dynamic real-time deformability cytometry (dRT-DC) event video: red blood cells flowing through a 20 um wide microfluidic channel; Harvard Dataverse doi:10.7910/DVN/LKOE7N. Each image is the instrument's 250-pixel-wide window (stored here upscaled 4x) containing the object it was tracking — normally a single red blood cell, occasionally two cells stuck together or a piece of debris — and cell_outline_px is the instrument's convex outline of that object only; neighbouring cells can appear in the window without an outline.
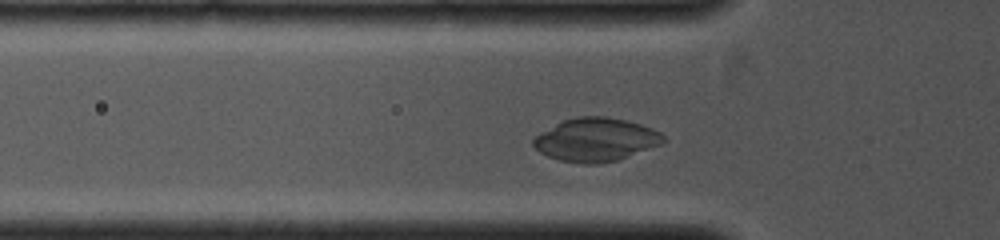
{"species": "common noctule bat (a hibernating species)", "species_latin": "Nyctalus noctula", "temperature_condition": "cold", "stored_images_in_passage": 28, "camera_frame_rate_fps": 4000, "um_per_image_px": 0.085, "animal": {"sex": "female", "body_mass_g": 19.0, "forearm_length_mm": 53.3}, "frame": {"image": 1, "passage_image": 6, "time_ms": 1.25, "image_size_px": [1000, 240], "cell_outline_px": [[668, 140], [660, 144], [616, 160], [600, 164], [584, 164], [560, 160], [548, 156], [540, 152], [532, 144], [532, 140], [540, 132], [564, 120], [576, 116], [604, 116], [624, 120], [640, 124], [652, 128], [660, 132]], "centroid_in_image_um": [50.63, 11.87], "position_along_channel_um": 75.2, "area_um2": 32.6}}
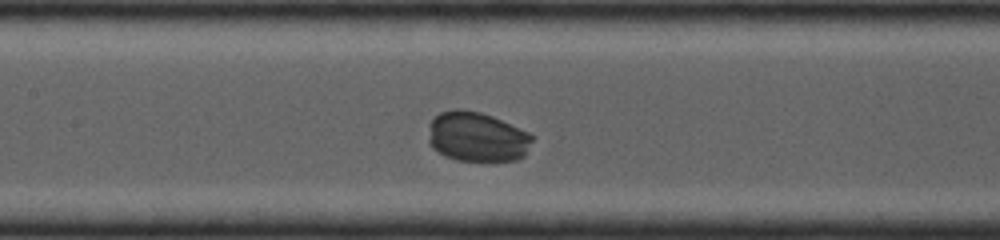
{"frame": {"image": 2, "passage_image": 12, "time_ms": 2.75, "image_size_px": [1000, 240], "cell_outline_px": [[536, 136], [524, 156], [516, 160], [456, 160], [432, 148], [428, 140], [428, 124], [440, 112], [456, 108], [460, 108], [480, 112], [492, 116], [528, 132]], "centroid_in_image_um": [40.55, 11.61], "position_along_channel_um": 166.9, "area_um2": 30.17}}
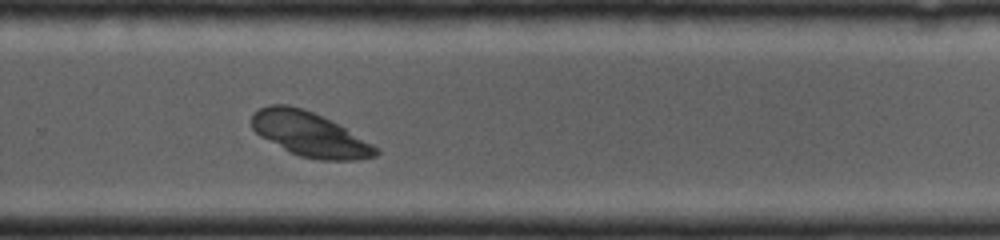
{"frame": {"image": 3, "passage_image": 21, "time_ms": 5.0, "image_size_px": [1000, 240], "cell_outline_px": [[380, 152], [376, 156], [356, 160], [320, 160], [300, 156], [260, 136], [252, 128], [252, 112], [268, 104], [288, 104], [312, 112], [340, 124], [380, 148]], "centroid_in_image_um": [26.36, 11.4], "position_along_channel_um": 303.4, "area_um2": 32.14}}